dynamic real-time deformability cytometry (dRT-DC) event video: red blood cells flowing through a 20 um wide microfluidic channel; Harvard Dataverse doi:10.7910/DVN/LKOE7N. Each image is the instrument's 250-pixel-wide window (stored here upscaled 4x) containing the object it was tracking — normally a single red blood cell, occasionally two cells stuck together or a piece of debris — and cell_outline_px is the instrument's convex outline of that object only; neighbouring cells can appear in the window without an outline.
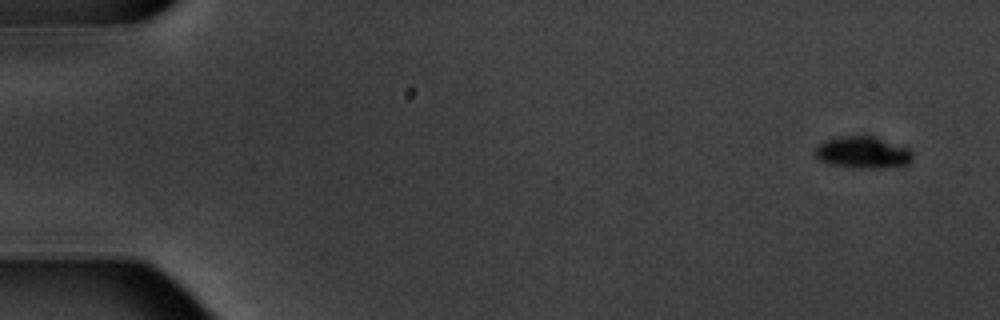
{"species": "common noctule bat (a hibernating species)", "species_latin": "Nyctalus noctula", "temperature_condition": "warm", "stored_images_in_passage": 15, "camera_frame_rate_fps": 3000, "um_per_image_px": 0.085, "animal": {"sex": "male", "body_mass_g": 20.1, "forearm_length_mm": 53.5}, "frame": {"image": 1, "passage_image": 1, "time_ms": 0.0, "image_size_px": [1000, 320], "cell_outline_px": [[912, 160], [908, 164], [880, 168], [852, 168], [828, 164], [820, 160], [816, 156], [816, 144], [824, 140], [840, 136], [876, 136], [908, 148], [912, 152]], "centroid_in_image_um": [73.32, 12.95], "position_along_channel_um": 11.7, "area_um2": 18.26}}
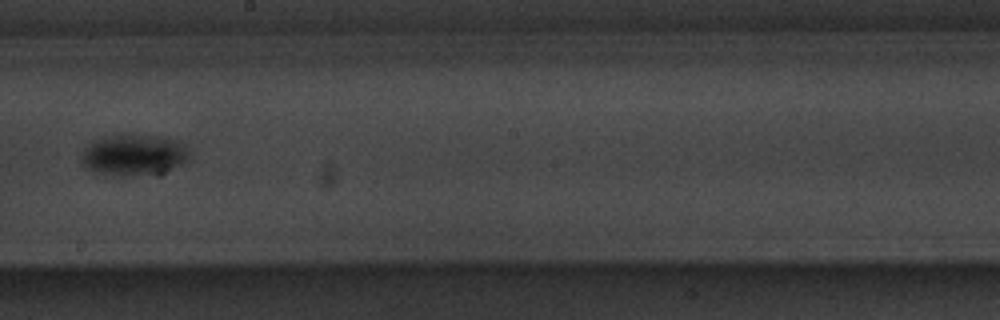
{"frame": {"image": 2, "passage_image": 9, "time_ms": 10.333, "image_size_px": [1000, 320], "cell_outline_px": [[192, 148], [188, 160], [184, 164], [176, 168], [164, 172], [132, 176], [104, 176], [92, 172], [84, 164], [80, 156], [84, 148], [96, 140], [112, 136], [160, 136], [176, 140]], "centroid_in_image_um": [11.43, 13.22], "position_along_channel_um": 236.8, "area_um2": 26.13}}
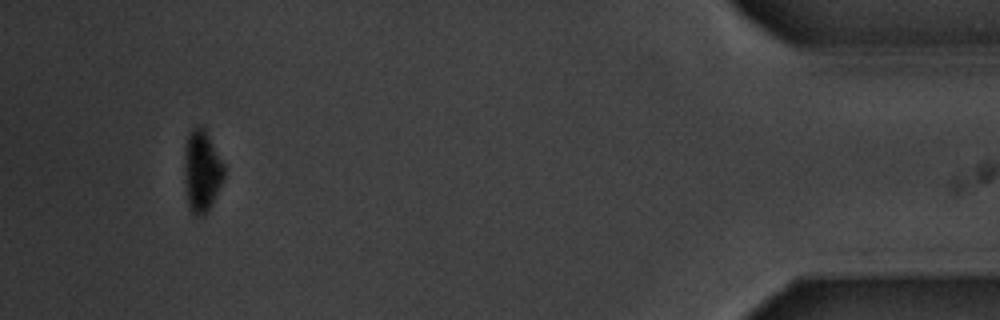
{"frame": {"image": 3, "passage_image": 14, "time_ms": 17.333, "image_size_px": [1000, 320], "cell_outline_px": [[224, 176], [204, 216], [196, 216], [188, 208], [184, 176], [184, 148], [188, 132], [196, 124], [204, 124], [224, 164]], "centroid_in_image_um": [17.12, 14.43], "position_along_channel_um": 418.1, "area_um2": 19.19}, "authors_computed_cell_mechanics": {"area_um2": 20.519, "velocity_mm_per_s": 3.5214, "shape_relaxation_time_tau1_ms": 1.2179, "shape_relaxation_time_tau2_ms": null, "deformation_change_tau1": 0.0657, "deformation_change_tau2": null}}